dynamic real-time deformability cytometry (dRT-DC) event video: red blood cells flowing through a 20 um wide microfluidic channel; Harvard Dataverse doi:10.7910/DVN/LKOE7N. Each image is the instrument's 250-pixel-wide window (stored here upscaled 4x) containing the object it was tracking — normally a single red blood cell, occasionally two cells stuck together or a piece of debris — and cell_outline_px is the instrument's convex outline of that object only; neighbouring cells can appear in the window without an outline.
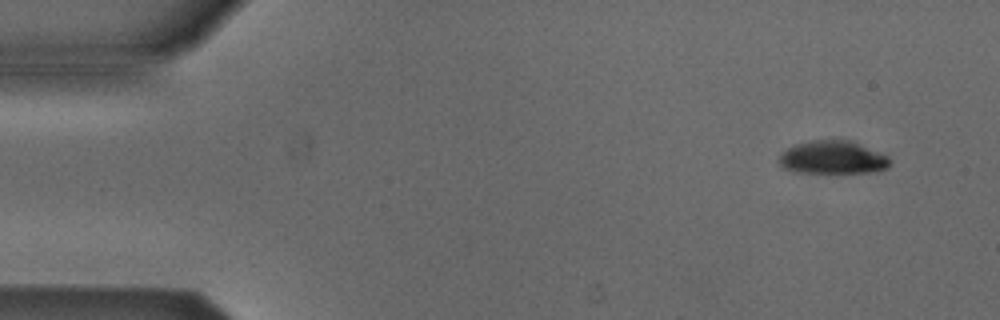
{"species": "Egyptian fruit bat (a non-hibernating species)", "species_latin": "Rousettus aegyptiacus", "temperature_condition": "cold", "stored_images_in_passage": 4, "camera_frame_rate_fps": 3000, "um_per_image_px": 0.085, "animal": {"sex": "male"}, "frame": {"image": 1, "passage_image": 1, "time_ms": 0.0, "image_size_px": [1000, 320], "cell_outline_px": [[888, 168], [876, 172], [792, 172], [784, 168], [780, 164], [780, 152], [796, 144], [816, 140], [852, 140], [888, 156]], "centroid_in_image_um": [70.77, 13.38], "position_along_channel_um": 14.2, "area_um2": 21.21}}